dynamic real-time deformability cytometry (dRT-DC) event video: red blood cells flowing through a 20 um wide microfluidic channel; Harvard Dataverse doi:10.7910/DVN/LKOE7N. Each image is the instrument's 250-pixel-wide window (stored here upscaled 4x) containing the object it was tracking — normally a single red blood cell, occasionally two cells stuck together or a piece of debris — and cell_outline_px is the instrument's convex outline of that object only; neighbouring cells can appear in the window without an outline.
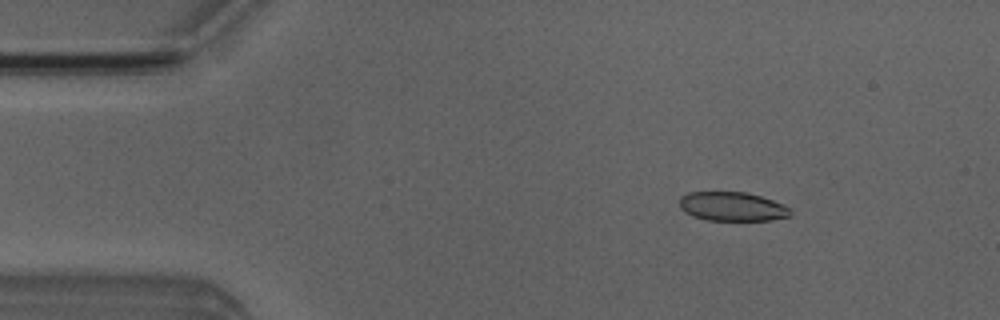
{"species": "Egyptian fruit bat (a non-hibernating species)", "species_latin": "Rousettus aegyptiacus", "temperature_condition": "room temperature", "stored_images_in_passage": 51, "camera_frame_rate_fps": 3000, "um_per_image_px": 0.085, "animal": {"sex": "male"}, "frame": {"image": 1, "passage_image": 7, "time_ms": 2.0, "image_size_px": [1000, 320], "cell_outline_px": [[792, 216], [772, 220], [708, 220], [692, 216], [684, 212], [680, 208], [680, 196], [688, 192], [748, 192], [784, 204], [792, 208]], "centroid_in_image_um": [62.27, 17.55], "position_along_channel_um": 22.7, "area_um2": 19.02}}
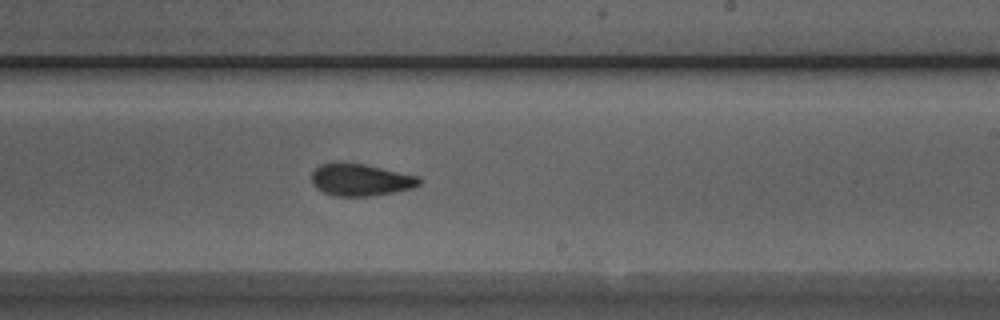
{"frame": {"image": 2, "passage_image": 30, "time_ms": 9.667, "image_size_px": [1000, 320], "cell_outline_px": [[420, 184], [412, 188], [392, 192], [368, 196], [332, 196], [316, 188], [312, 184], [312, 172], [320, 164], [332, 160], [364, 164], [420, 176]], "centroid_in_image_um": [30.6, 15.26], "position_along_channel_um": 258.4, "area_um2": 20.4}}
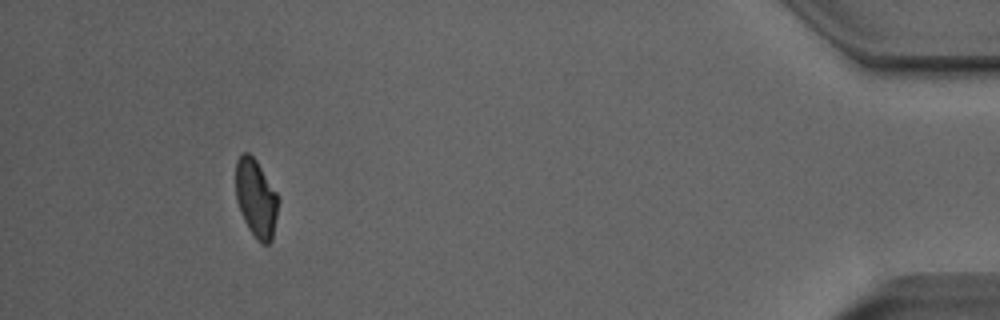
{"frame": {"image": 3, "passage_image": 47, "time_ms": 15.333, "image_size_px": [1000, 320], "cell_outline_px": [[280, 200], [272, 240], [268, 244], [260, 244], [256, 240], [248, 228], [240, 212], [236, 200], [236, 160], [244, 152], [248, 152], [256, 160], [276, 192]], "centroid_in_image_um": [21.77, 16.89], "position_along_channel_um": 413.4, "area_um2": 19.48}, "authors_computed_cell_mechanics": {"area_um2": 20.2878, "velocity_mm_per_s": 3.9797, "shape_relaxation_time_tau1_ms": 5.4972, "shape_relaxation_time_tau2_ms": 2.2878, "deformation_change_tau1": 0.1381, "deformation_change_tau2": 0.0748}}